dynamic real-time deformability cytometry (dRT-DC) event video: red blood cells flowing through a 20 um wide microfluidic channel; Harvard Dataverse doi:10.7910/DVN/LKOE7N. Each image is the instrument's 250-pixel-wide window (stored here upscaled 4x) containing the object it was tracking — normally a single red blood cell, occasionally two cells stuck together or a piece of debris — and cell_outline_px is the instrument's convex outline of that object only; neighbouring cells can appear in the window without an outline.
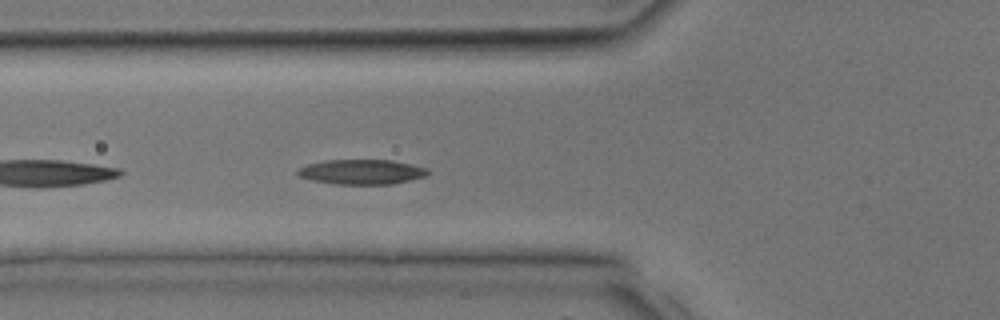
{"species": "common noctule bat (a hibernating species)", "species_latin": "Nyctalus noctula", "temperature_condition": "room temperature", "stored_images_in_passage": 34, "camera_frame_rate_fps": 3000, "um_per_image_px": 0.085, "animal": {"sex": "male", "body_mass_g": 17.9, "forearm_length_mm": 54.2}, "frame": {"image": 1, "passage_image": 13, "time_ms": 4.0, "image_size_px": [1000, 320], "cell_outline_px": [[432, 172], [428, 176], [392, 184], [336, 184], [312, 180], [300, 176], [296, 172], [300, 168], [308, 164], [324, 160], [392, 160], [412, 164], [428, 168]], "centroid_in_image_um": [30.82, 14.61], "position_along_channel_um": 95.0, "area_um2": 18.96}}
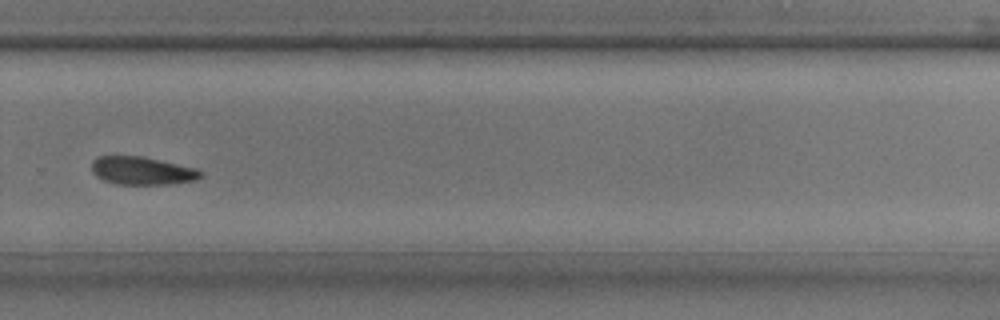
{"frame": {"image": 2, "passage_image": 24, "time_ms": 7.667, "image_size_px": [1000, 320], "cell_outline_px": [[204, 172], [196, 180], [168, 184], [116, 184], [104, 180], [96, 176], [92, 172], [92, 160], [96, 156], [140, 156], [196, 168]], "centroid_in_image_um": [12.05, 14.51], "position_along_channel_um": 317.8, "area_um2": 17.69}}
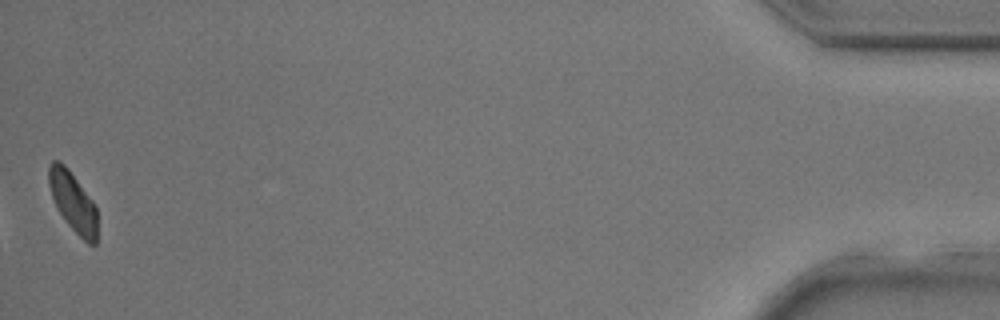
{"frame": {"image": 3, "passage_image": 34, "time_ms": 11.0, "image_size_px": [1000, 320], "cell_outline_px": [[96, 244], [88, 244], [68, 224], [56, 208], [48, 184], [48, 164], [52, 160], [60, 160], [68, 168], [92, 200], [96, 208]], "centroid_in_image_um": [6.16, 17.11], "position_along_channel_um": 429.0, "area_um2": 16.76}}